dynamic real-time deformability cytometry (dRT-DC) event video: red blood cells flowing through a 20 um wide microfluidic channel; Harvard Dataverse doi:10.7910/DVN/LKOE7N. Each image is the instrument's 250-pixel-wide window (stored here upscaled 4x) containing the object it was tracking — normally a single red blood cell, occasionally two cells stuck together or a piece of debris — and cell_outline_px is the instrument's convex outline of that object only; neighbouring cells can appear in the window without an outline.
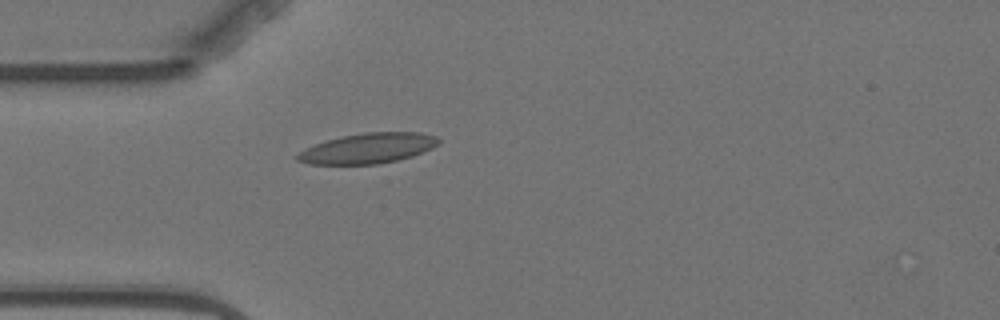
{"species": "Egyptian fruit bat (a non-hibernating species)", "species_latin": "Rousettus aegyptiacus", "temperature_condition": "warm", "stored_images_in_passage": 3, "camera_frame_rate_fps": 3000, "um_per_image_px": 0.085, "animal": {"sex": "female"}, "frame": {"image": 1, "passage_image": 3, "time_ms": 3.0, "image_size_px": [1000, 320], "cell_outline_px": [[440, 144], [432, 148], [412, 156], [396, 160], [376, 164], [308, 164], [296, 160], [296, 156], [304, 148], [340, 136], [364, 132], [420, 132], [436, 136], [440, 140]], "centroid_in_image_um": [31.29, 12.6], "position_along_channel_um": 53.7, "area_um2": 24.85}}